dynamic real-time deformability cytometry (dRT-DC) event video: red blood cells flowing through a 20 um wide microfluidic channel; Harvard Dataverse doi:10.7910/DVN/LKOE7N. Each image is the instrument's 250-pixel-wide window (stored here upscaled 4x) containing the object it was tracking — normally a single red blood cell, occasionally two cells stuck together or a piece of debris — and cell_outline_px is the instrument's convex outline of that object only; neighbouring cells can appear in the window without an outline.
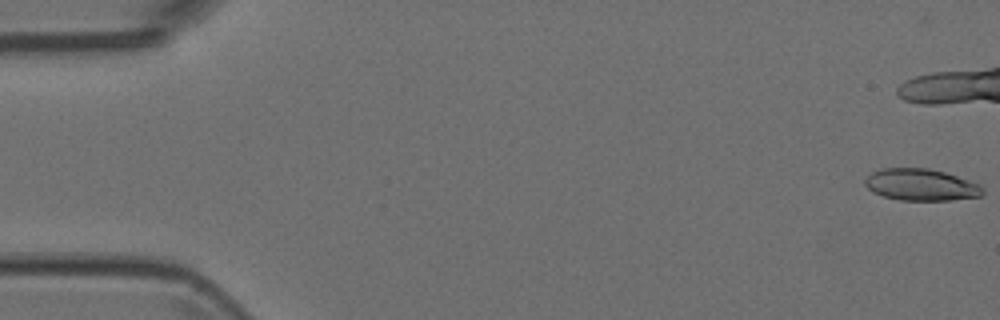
{"species": "Egyptian fruit bat (a non-hibernating species)", "species_latin": "Rousettus aegyptiacus", "temperature_condition": "room temperature", "stored_images_in_passage": 8, "camera_frame_rate_fps": 3000, "um_per_image_px": 0.085, "animal": {"sex": "female"}, "frame": {"image": 1, "passage_image": 1, "time_ms": 0.0, "image_size_px": [1000, 320], "cell_outline_px": [[984, 192], [980, 196], [948, 200], [900, 200], [884, 196], [872, 192], [864, 184], [864, 180], [872, 172], [880, 168], [928, 168], [944, 172], [980, 184], [984, 188]], "centroid_in_image_um": [78.27, 15.7], "position_along_channel_um": 6.7, "area_um2": 21.73}}